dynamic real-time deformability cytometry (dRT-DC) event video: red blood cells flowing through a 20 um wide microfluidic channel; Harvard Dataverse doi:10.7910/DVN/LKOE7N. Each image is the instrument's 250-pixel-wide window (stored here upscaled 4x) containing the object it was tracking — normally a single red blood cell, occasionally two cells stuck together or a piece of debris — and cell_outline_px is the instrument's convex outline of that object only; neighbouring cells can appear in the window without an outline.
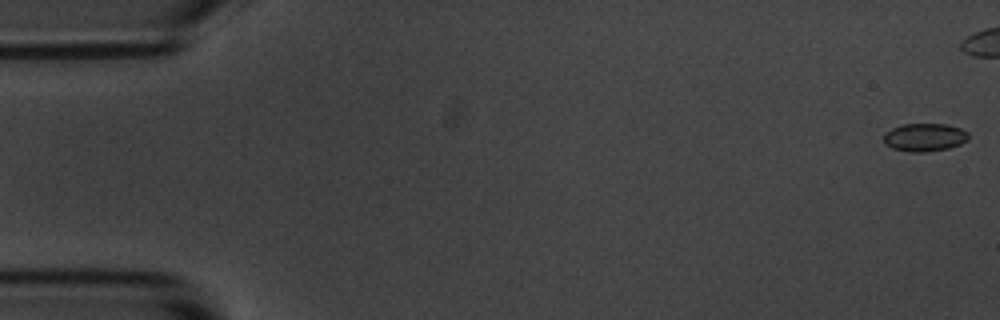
{"species": "common noctule bat (a hibernating species)", "species_latin": "Nyctalus noctula", "temperature_condition": "room temperature", "stored_images_in_passage": 45, "camera_frame_rate_fps": 3000, "um_per_image_px": 0.085, "animal": {"sex": "male", "body_mass_g": 20.1, "forearm_length_mm": 53.5}, "frame": {"image": 1, "passage_image": 1, "time_ms": 0.0, "image_size_px": [1000, 320], "cell_outline_px": [[968, 140], [960, 144], [948, 148], [924, 152], [908, 152], [892, 148], [884, 144], [884, 132], [892, 128], [904, 124], [948, 124], [960, 128], [968, 132]], "centroid_in_image_um": [78.58, 11.67], "position_along_channel_um": 6.4, "area_um2": 13.93}}
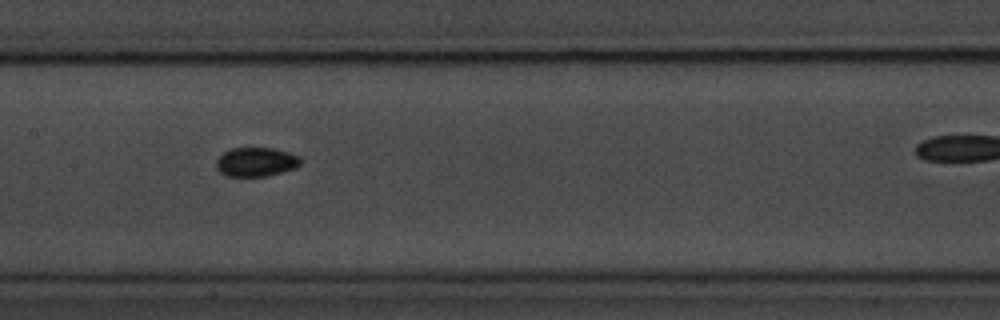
{"frame": {"image": 2, "passage_image": 27, "time_ms": 8.667, "image_size_px": [1000, 320], "cell_outline_px": [[300, 164], [296, 168], [268, 176], [224, 176], [216, 168], [216, 160], [224, 152], [232, 148], [276, 148], [300, 156]], "centroid_in_image_um": [21.77, 13.77], "position_along_channel_um": 185.6, "area_um2": 14.39}}
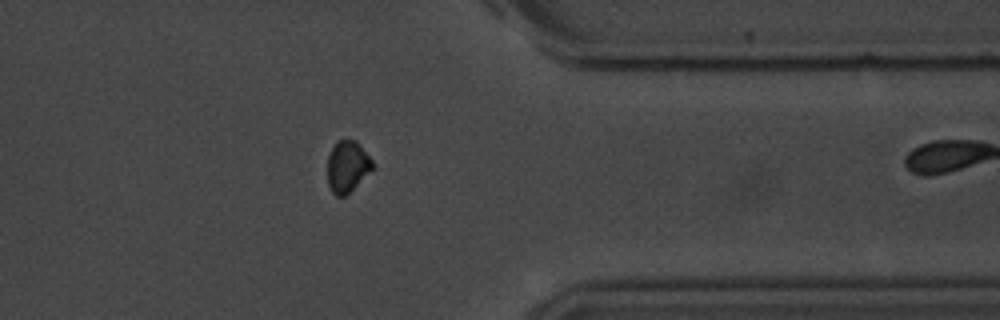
{"frame": {"image": 3, "passage_image": 44, "time_ms": 14.333, "image_size_px": [1000, 320], "cell_outline_px": [[372, 168], [344, 196], [336, 196], [332, 192], [328, 184], [328, 156], [336, 140], [356, 140], [372, 160]], "centroid_in_image_um": [29.49, 14.12], "position_along_channel_um": 381.9, "area_um2": 13.06}}